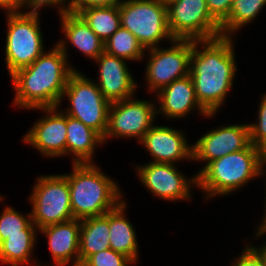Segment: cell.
Returning <instances> with one entry per match:
<instances>
[{
	"label": "cell",
	"instance_id": "35",
	"mask_svg": "<svg viewBox=\"0 0 266 266\" xmlns=\"http://www.w3.org/2000/svg\"><path fill=\"white\" fill-rule=\"evenodd\" d=\"M266 234V229H261V228H256V233H255V237H261L262 235ZM265 244L262 245V247L260 246L259 248L257 246H253L252 247L258 252V254L262 257L263 261H264V265L266 266V242H264Z\"/></svg>",
	"mask_w": 266,
	"mask_h": 266
},
{
	"label": "cell",
	"instance_id": "5",
	"mask_svg": "<svg viewBox=\"0 0 266 266\" xmlns=\"http://www.w3.org/2000/svg\"><path fill=\"white\" fill-rule=\"evenodd\" d=\"M39 14L34 11H18L6 15L8 29L4 52L10 76L31 65L45 51Z\"/></svg>",
	"mask_w": 266,
	"mask_h": 266
},
{
	"label": "cell",
	"instance_id": "9",
	"mask_svg": "<svg viewBox=\"0 0 266 266\" xmlns=\"http://www.w3.org/2000/svg\"><path fill=\"white\" fill-rule=\"evenodd\" d=\"M193 40L173 39L168 48L155 47L148 50L145 80L147 90L157 93L176 79L190 74V58Z\"/></svg>",
	"mask_w": 266,
	"mask_h": 266
},
{
	"label": "cell",
	"instance_id": "11",
	"mask_svg": "<svg viewBox=\"0 0 266 266\" xmlns=\"http://www.w3.org/2000/svg\"><path fill=\"white\" fill-rule=\"evenodd\" d=\"M134 98L111 103L107 129L102 138L104 144L113 137L116 139L136 137L140 142L144 134L154 125L157 116L155 102Z\"/></svg>",
	"mask_w": 266,
	"mask_h": 266
},
{
	"label": "cell",
	"instance_id": "22",
	"mask_svg": "<svg viewBox=\"0 0 266 266\" xmlns=\"http://www.w3.org/2000/svg\"><path fill=\"white\" fill-rule=\"evenodd\" d=\"M109 212L101 216L81 219L80 265L91 255L110 248Z\"/></svg>",
	"mask_w": 266,
	"mask_h": 266
},
{
	"label": "cell",
	"instance_id": "12",
	"mask_svg": "<svg viewBox=\"0 0 266 266\" xmlns=\"http://www.w3.org/2000/svg\"><path fill=\"white\" fill-rule=\"evenodd\" d=\"M136 169L142 185L165 201L189 200L192 186L197 187V174L187 178L175 164L149 162Z\"/></svg>",
	"mask_w": 266,
	"mask_h": 266
},
{
	"label": "cell",
	"instance_id": "33",
	"mask_svg": "<svg viewBox=\"0 0 266 266\" xmlns=\"http://www.w3.org/2000/svg\"><path fill=\"white\" fill-rule=\"evenodd\" d=\"M70 12L79 13L82 9L91 7L118 6L124 0H71Z\"/></svg>",
	"mask_w": 266,
	"mask_h": 266
},
{
	"label": "cell",
	"instance_id": "1",
	"mask_svg": "<svg viewBox=\"0 0 266 266\" xmlns=\"http://www.w3.org/2000/svg\"><path fill=\"white\" fill-rule=\"evenodd\" d=\"M233 42L232 36L193 40L190 76L196 98L208 113L219 111L234 84L237 67Z\"/></svg>",
	"mask_w": 266,
	"mask_h": 266
},
{
	"label": "cell",
	"instance_id": "26",
	"mask_svg": "<svg viewBox=\"0 0 266 266\" xmlns=\"http://www.w3.org/2000/svg\"><path fill=\"white\" fill-rule=\"evenodd\" d=\"M145 51L135 35L121 26L104 43V52L127 61L144 59Z\"/></svg>",
	"mask_w": 266,
	"mask_h": 266
},
{
	"label": "cell",
	"instance_id": "29",
	"mask_svg": "<svg viewBox=\"0 0 266 266\" xmlns=\"http://www.w3.org/2000/svg\"><path fill=\"white\" fill-rule=\"evenodd\" d=\"M134 262L111 248L89 256L80 266H129Z\"/></svg>",
	"mask_w": 266,
	"mask_h": 266
},
{
	"label": "cell",
	"instance_id": "38",
	"mask_svg": "<svg viewBox=\"0 0 266 266\" xmlns=\"http://www.w3.org/2000/svg\"><path fill=\"white\" fill-rule=\"evenodd\" d=\"M3 200H4V198L2 196H0V202L3 201Z\"/></svg>",
	"mask_w": 266,
	"mask_h": 266
},
{
	"label": "cell",
	"instance_id": "3",
	"mask_svg": "<svg viewBox=\"0 0 266 266\" xmlns=\"http://www.w3.org/2000/svg\"><path fill=\"white\" fill-rule=\"evenodd\" d=\"M266 154L252 143L245 149L209 162L197 172V187L204 199L228 196L266 173Z\"/></svg>",
	"mask_w": 266,
	"mask_h": 266
},
{
	"label": "cell",
	"instance_id": "15",
	"mask_svg": "<svg viewBox=\"0 0 266 266\" xmlns=\"http://www.w3.org/2000/svg\"><path fill=\"white\" fill-rule=\"evenodd\" d=\"M185 135L182 130L154 124L139 143L151 155V162L175 164L181 159L193 161V145L187 142Z\"/></svg>",
	"mask_w": 266,
	"mask_h": 266
},
{
	"label": "cell",
	"instance_id": "16",
	"mask_svg": "<svg viewBox=\"0 0 266 266\" xmlns=\"http://www.w3.org/2000/svg\"><path fill=\"white\" fill-rule=\"evenodd\" d=\"M94 61L99 65L96 84L110 103L134 97L138 86L128 70L127 60L103 52Z\"/></svg>",
	"mask_w": 266,
	"mask_h": 266
},
{
	"label": "cell",
	"instance_id": "4",
	"mask_svg": "<svg viewBox=\"0 0 266 266\" xmlns=\"http://www.w3.org/2000/svg\"><path fill=\"white\" fill-rule=\"evenodd\" d=\"M72 169L63 175L68 180L75 219L104 215L123 201L118 183L102 173L95 163H72Z\"/></svg>",
	"mask_w": 266,
	"mask_h": 266
},
{
	"label": "cell",
	"instance_id": "7",
	"mask_svg": "<svg viewBox=\"0 0 266 266\" xmlns=\"http://www.w3.org/2000/svg\"><path fill=\"white\" fill-rule=\"evenodd\" d=\"M70 105L63 112L96 131L102 138L107 129L111 103L102 95L95 81L75 70L63 91Z\"/></svg>",
	"mask_w": 266,
	"mask_h": 266
},
{
	"label": "cell",
	"instance_id": "24",
	"mask_svg": "<svg viewBox=\"0 0 266 266\" xmlns=\"http://www.w3.org/2000/svg\"><path fill=\"white\" fill-rule=\"evenodd\" d=\"M78 14L104 43L121 26L119 5L85 8Z\"/></svg>",
	"mask_w": 266,
	"mask_h": 266
},
{
	"label": "cell",
	"instance_id": "19",
	"mask_svg": "<svg viewBox=\"0 0 266 266\" xmlns=\"http://www.w3.org/2000/svg\"><path fill=\"white\" fill-rule=\"evenodd\" d=\"M58 15L62 20L61 30L65 35V39L57 42V45L67 58L68 42L93 60L104 52V42L91 30L79 14L67 11Z\"/></svg>",
	"mask_w": 266,
	"mask_h": 266
},
{
	"label": "cell",
	"instance_id": "21",
	"mask_svg": "<svg viewBox=\"0 0 266 266\" xmlns=\"http://www.w3.org/2000/svg\"><path fill=\"white\" fill-rule=\"evenodd\" d=\"M66 136V154L72 157L73 163H94V151L103 143L96 131L67 115Z\"/></svg>",
	"mask_w": 266,
	"mask_h": 266
},
{
	"label": "cell",
	"instance_id": "36",
	"mask_svg": "<svg viewBox=\"0 0 266 266\" xmlns=\"http://www.w3.org/2000/svg\"><path fill=\"white\" fill-rule=\"evenodd\" d=\"M265 199H266V197H265ZM258 226H259L258 228H261V229L264 228V229H266V200H265V212H264V216L262 217L261 224H259Z\"/></svg>",
	"mask_w": 266,
	"mask_h": 266
},
{
	"label": "cell",
	"instance_id": "2",
	"mask_svg": "<svg viewBox=\"0 0 266 266\" xmlns=\"http://www.w3.org/2000/svg\"><path fill=\"white\" fill-rule=\"evenodd\" d=\"M57 44L29 66L10 77L15 91L13 105L23 109L59 107L69 76L76 70ZM73 67V68H72Z\"/></svg>",
	"mask_w": 266,
	"mask_h": 266
},
{
	"label": "cell",
	"instance_id": "17",
	"mask_svg": "<svg viewBox=\"0 0 266 266\" xmlns=\"http://www.w3.org/2000/svg\"><path fill=\"white\" fill-rule=\"evenodd\" d=\"M158 100L159 108L157 109V114H164L165 118H176L181 119L188 116V113L194 109L199 111L201 116L210 118L215 115V113H208L198 102L193 81L190 74L174 80L169 85L163 87L155 94Z\"/></svg>",
	"mask_w": 266,
	"mask_h": 266
},
{
	"label": "cell",
	"instance_id": "6",
	"mask_svg": "<svg viewBox=\"0 0 266 266\" xmlns=\"http://www.w3.org/2000/svg\"><path fill=\"white\" fill-rule=\"evenodd\" d=\"M119 11L121 27L135 35L145 50L174 39L168 27L167 5L162 0H124Z\"/></svg>",
	"mask_w": 266,
	"mask_h": 266
},
{
	"label": "cell",
	"instance_id": "8",
	"mask_svg": "<svg viewBox=\"0 0 266 266\" xmlns=\"http://www.w3.org/2000/svg\"><path fill=\"white\" fill-rule=\"evenodd\" d=\"M29 201L32 222L38 230L74 219L71 210L68 180L63 174L39 176Z\"/></svg>",
	"mask_w": 266,
	"mask_h": 266
},
{
	"label": "cell",
	"instance_id": "20",
	"mask_svg": "<svg viewBox=\"0 0 266 266\" xmlns=\"http://www.w3.org/2000/svg\"><path fill=\"white\" fill-rule=\"evenodd\" d=\"M127 204L123 200L115 209L109 211L110 248L136 263L139 259V244L136 238V230L125 216Z\"/></svg>",
	"mask_w": 266,
	"mask_h": 266
},
{
	"label": "cell",
	"instance_id": "28",
	"mask_svg": "<svg viewBox=\"0 0 266 266\" xmlns=\"http://www.w3.org/2000/svg\"><path fill=\"white\" fill-rule=\"evenodd\" d=\"M257 119L248 124L250 142L266 154V93L261 97Z\"/></svg>",
	"mask_w": 266,
	"mask_h": 266
},
{
	"label": "cell",
	"instance_id": "10",
	"mask_svg": "<svg viewBox=\"0 0 266 266\" xmlns=\"http://www.w3.org/2000/svg\"><path fill=\"white\" fill-rule=\"evenodd\" d=\"M168 27L174 39L207 40L221 36L220 23L206 0H177L167 4Z\"/></svg>",
	"mask_w": 266,
	"mask_h": 266
},
{
	"label": "cell",
	"instance_id": "13",
	"mask_svg": "<svg viewBox=\"0 0 266 266\" xmlns=\"http://www.w3.org/2000/svg\"><path fill=\"white\" fill-rule=\"evenodd\" d=\"M45 113L23 136V141L46 157L66 156L67 115L59 107L37 108Z\"/></svg>",
	"mask_w": 266,
	"mask_h": 266
},
{
	"label": "cell",
	"instance_id": "25",
	"mask_svg": "<svg viewBox=\"0 0 266 266\" xmlns=\"http://www.w3.org/2000/svg\"><path fill=\"white\" fill-rule=\"evenodd\" d=\"M266 0H233L228 17L220 24L221 36L236 34L242 27L257 18Z\"/></svg>",
	"mask_w": 266,
	"mask_h": 266
},
{
	"label": "cell",
	"instance_id": "23",
	"mask_svg": "<svg viewBox=\"0 0 266 266\" xmlns=\"http://www.w3.org/2000/svg\"><path fill=\"white\" fill-rule=\"evenodd\" d=\"M37 231V226L32 222L23 230V234L9 235L2 241L0 243V263L12 266L31 263V266H41L38 262L34 265L31 262L33 261L32 252L37 242Z\"/></svg>",
	"mask_w": 266,
	"mask_h": 266
},
{
	"label": "cell",
	"instance_id": "32",
	"mask_svg": "<svg viewBox=\"0 0 266 266\" xmlns=\"http://www.w3.org/2000/svg\"><path fill=\"white\" fill-rule=\"evenodd\" d=\"M231 266H265L262 257L250 245L245 246L242 254L236 260L234 259Z\"/></svg>",
	"mask_w": 266,
	"mask_h": 266
},
{
	"label": "cell",
	"instance_id": "34",
	"mask_svg": "<svg viewBox=\"0 0 266 266\" xmlns=\"http://www.w3.org/2000/svg\"><path fill=\"white\" fill-rule=\"evenodd\" d=\"M0 7L5 13L18 12L22 9V3L21 0H0Z\"/></svg>",
	"mask_w": 266,
	"mask_h": 266
},
{
	"label": "cell",
	"instance_id": "14",
	"mask_svg": "<svg viewBox=\"0 0 266 266\" xmlns=\"http://www.w3.org/2000/svg\"><path fill=\"white\" fill-rule=\"evenodd\" d=\"M251 144L249 126L234 124L206 132L193 144V161L205 162V166L227 154L243 150Z\"/></svg>",
	"mask_w": 266,
	"mask_h": 266
},
{
	"label": "cell",
	"instance_id": "18",
	"mask_svg": "<svg viewBox=\"0 0 266 266\" xmlns=\"http://www.w3.org/2000/svg\"><path fill=\"white\" fill-rule=\"evenodd\" d=\"M80 219L49 225L39 229L47 237L48 247L55 266H80ZM72 260V261H71Z\"/></svg>",
	"mask_w": 266,
	"mask_h": 266
},
{
	"label": "cell",
	"instance_id": "31",
	"mask_svg": "<svg viewBox=\"0 0 266 266\" xmlns=\"http://www.w3.org/2000/svg\"><path fill=\"white\" fill-rule=\"evenodd\" d=\"M233 0H206L210 14L221 24L230 14Z\"/></svg>",
	"mask_w": 266,
	"mask_h": 266
},
{
	"label": "cell",
	"instance_id": "30",
	"mask_svg": "<svg viewBox=\"0 0 266 266\" xmlns=\"http://www.w3.org/2000/svg\"><path fill=\"white\" fill-rule=\"evenodd\" d=\"M67 1V2H66ZM22 9L28 11L39 12L41 7L55 6L58 8V13H65L70 10L71 0H21ZM67 3V4H66Z\"/></svg>",
	"mask_w": 266,
	"mask_h": 266
},
{
	"label": "cell",
	"instance_id": "37",
	"mask_svg": "<svg viewBox=\"0 0 266 266\" xmlns=\"http://www.w3.org/2000/svg\"><path fill=\"white\" fill-rule=\"evenodd\" d=\"M164 2L165 5L169 4V3H172L174 1H177V0H162Z\"/></svg>",
	"mask_w": 266,
	"mask_h": 266
},
{
	"label": "cell",
	"instance_id": "27",
	"mask_svg": "<svg viewBox=\"0 0 266 266\" xmlns=\"http://www.w3.org/2000/svg\"><path fill=\"white\" fill-rule=\"evenodd\" d=\"M31 223V213L23 215L15 208L9 207V205L5 206L3 213L0 215V243L7 239L9 235L23 234V230Z\"/></svg>",
	"mask_w": 266,
	"mask_h": 266
}]
</instances>
